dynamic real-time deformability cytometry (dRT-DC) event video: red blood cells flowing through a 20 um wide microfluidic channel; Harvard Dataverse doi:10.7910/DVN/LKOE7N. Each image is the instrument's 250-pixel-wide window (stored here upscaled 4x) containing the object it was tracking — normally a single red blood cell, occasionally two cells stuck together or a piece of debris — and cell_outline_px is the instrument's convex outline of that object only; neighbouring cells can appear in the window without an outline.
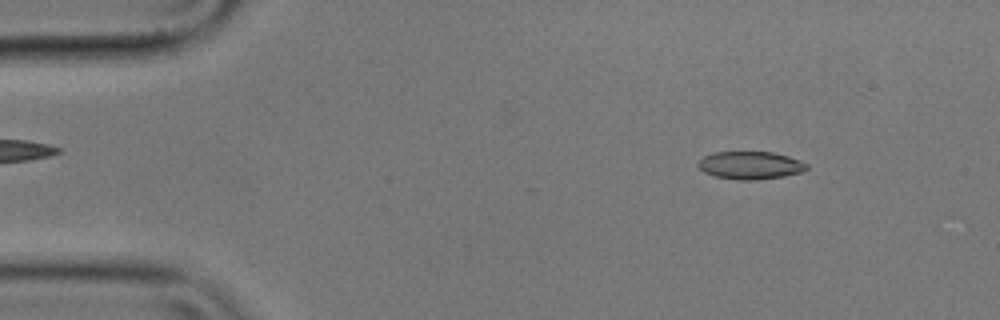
{"species": "common noctule bat (a hibernating species)", "species_latin": "Nyctalus noctula", "temperature_condition": "cold", "stored_images_in_passage": 4, "camera_frame_rate_fps": 3000, "um_per_image_px": 0.085, "animal": {"sex": "male", "body_mass_g": 17.9}, "frame": {"image": 1, "passage_image": 1, "time_ms": 0.0, "image_size_px": [1000, 320], "cell_outline_px": [[808, 168], [804, 172], [784, 176], [756, 180], [740, 180], [716, 176], [704, 172], [696, 164], [696, 160], [704, 156], [716, 152], [772, 152], [788, 156], [800, 160], [808, 164]], "centroid_in_image_um": [63.79, 14.05], "position_along_channel_um": 21.2, "area_um2": 17.69}}
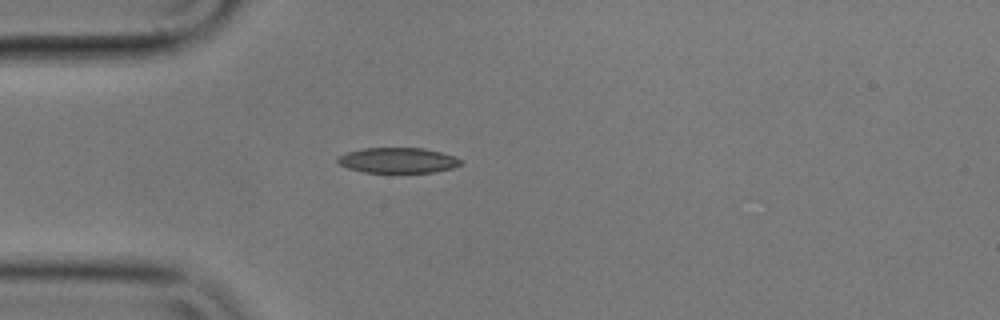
{"frame": {"image": 2, "passage_image": 3, "time_ms": 0.667, "image_size_px": [1000, 320], "cell_outline_px": [[460, 164], [452, 168], [436, 172], [364, 172], [348, 168], [340, 164], [336, 160], [336, 156], [348, 152], [364, 148], [424, 148], [440, 152], [452, 156], [460, 160]], "centroid_in_image_um": [33.77, 13.62], "position_along_channel_um": 51.2, "area_um2": 17.98}}